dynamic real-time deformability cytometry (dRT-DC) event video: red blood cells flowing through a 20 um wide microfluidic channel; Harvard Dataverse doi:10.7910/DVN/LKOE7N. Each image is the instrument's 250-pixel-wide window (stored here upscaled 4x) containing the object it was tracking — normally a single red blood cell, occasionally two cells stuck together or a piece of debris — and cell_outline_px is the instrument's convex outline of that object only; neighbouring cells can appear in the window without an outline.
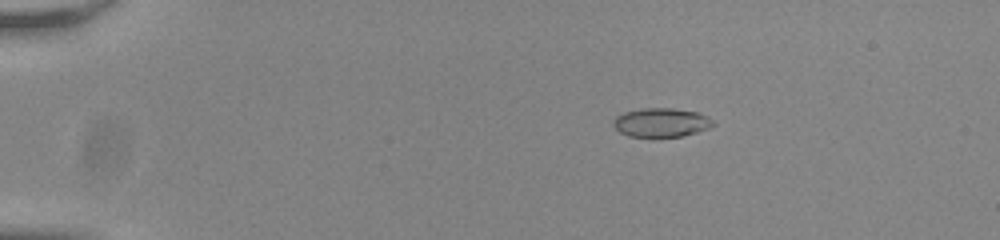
{"species": "common noctule bat (a hibernating species)", "species_latin": "Nyctalus noctula", "temperature_condition": "room temperature", "stored_images_in_passage": 46, "camera_frame_rate_fps": 3000, "um_per_image_px": 0.085, "animal": {"sex": "male", "body_mass_g": 20.0, "forearm_length_mm": 53.3}, "frame": {"image": 1, "passage_image": 1, "time_ms": 0.0, "image_size_px": [1000, 240], "cell_outline_px": [[716, 124], [708, 128], [696, 132], [680, 136], [628, 136], [620, 132], [612, 124], [616, 116], [624, 112], [640, 108], [672, 108], [696, 112], [712, 120]], "centroid_in_image_um": [56.17, 10.4], "position_along_channel_um": 28.8, "area_um2": 16.53}}
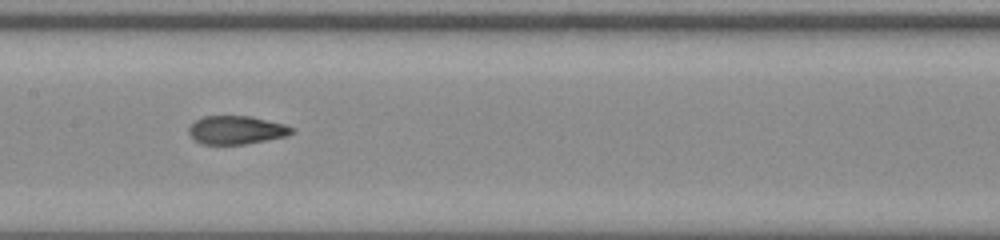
{"frame": {"image": 2, "passage_image": 20, "time_ms": 6.333, "image_size_px": [1000, 240], "cell_outline_px": [[292, 132], [284, 136], [244, 144], [200, 144], [188, 132], [188, 128], [200, 116], [252, 116], [284, 124], [292, 128]], "centroid_in_image_um": [20.03, 11.04], "position_along_channel_um": 187.4, "area_um2": 16.76}}
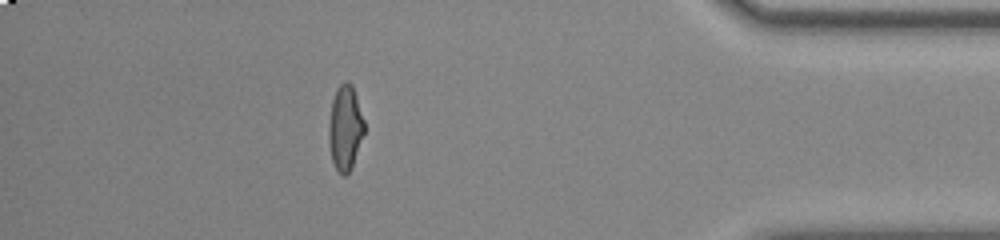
{"frame": {"image": 3, "passage_image": 40, "time_ms": 13.0, "image_size_px": [1000, 240], "cell_outline_px": [[364, 132], [352, 164], [348, 172], [344, 176], [336, 168], [332, 160], [328, 144], [328, 128], [332, 100], [336, 88], [344, 80], [348, 80], [352, 84], [364, 120]], "centroid_in_image_um": [29.32, 10.8], "position_along_channel_um": 405.9, "area_um2": 17.4}, "authors_computed_cell_mechanics": {"area_um2": 17.4556, "velocity_mm_per_s": 3.8253, "shape_relaxation_time_tau1_ms": 6.6214, "shape_relaxation_time_tau2_ms": 1.0183, "deformation_change_tau1": 0.2356, "deformation_change_tau2": 0.0669}}